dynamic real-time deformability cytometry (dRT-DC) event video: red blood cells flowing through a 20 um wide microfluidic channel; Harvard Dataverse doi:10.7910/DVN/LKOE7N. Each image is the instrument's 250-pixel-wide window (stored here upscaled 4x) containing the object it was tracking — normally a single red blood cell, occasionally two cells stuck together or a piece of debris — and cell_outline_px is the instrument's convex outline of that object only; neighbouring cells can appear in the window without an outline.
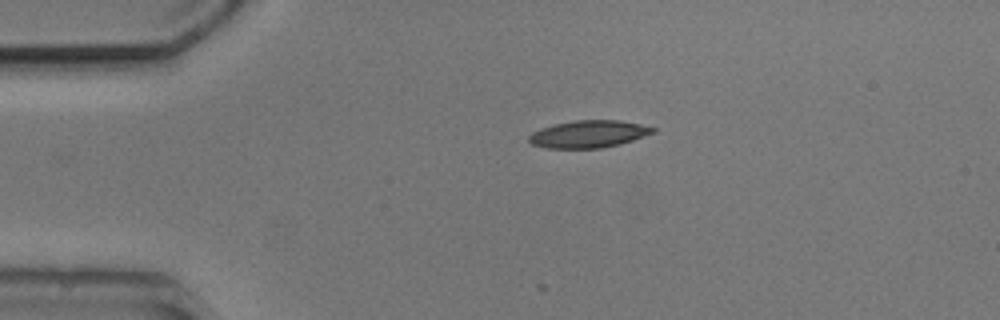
{"species": "common noctule bat (a hibernating species)", "species_latin": "Nyctalus noctula", "temperature_condition": "cold", "stored_images_in_passage": 2, "camera_frame_rate_fps": 3000, "um_per_image_px": 0.085, "animal": {"sex": "male", "body_mass_g": 20.5, "forearm_length_mm": 52.5}, "frame": {"image": 1, "passage_image": 1, "time_ms": 0.0, "image_size_px": [1000, 320], "cell_outline_px": [[656, 132], [620, 144], [600, 148], [544, 148], [532, 144], [528, 140], [528, 136], [532, 132], [540, 128], [556, 124], [576, 120], [620, 120], [640, 124], [656, 128]], "centroid_in_image_um": [50.02, 11.39], "position_along_channel_um": 35.0, "area_um2": 19.71}}